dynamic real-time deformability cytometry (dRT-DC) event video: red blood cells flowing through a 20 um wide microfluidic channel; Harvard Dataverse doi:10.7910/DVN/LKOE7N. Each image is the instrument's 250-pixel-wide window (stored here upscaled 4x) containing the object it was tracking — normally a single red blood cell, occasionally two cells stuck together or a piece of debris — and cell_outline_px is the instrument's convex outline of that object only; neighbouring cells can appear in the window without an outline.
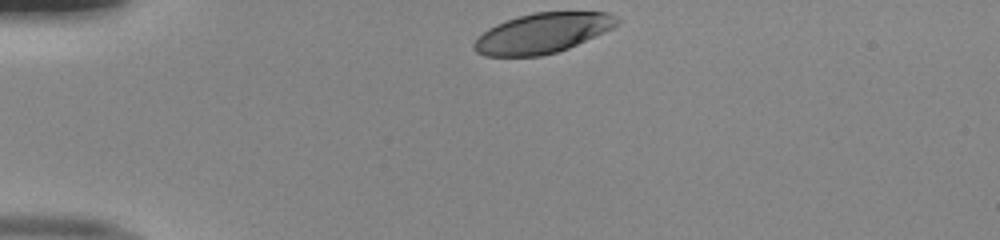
{"species": "human", "species_latin": "Homo sapiens", "temperature_condition": "room temperature", "stored_images_in_passage": 32, "camera_frame_rate_fps": 3000, "um_per_image_px": 0.085, "donor": {"sex": "male"}, "frame": {"image": 1, "passage_image": 1, "time_ms": 0.0, "image_size_px": [1000, 240], "cell_outline_px": [[620, 20], [612, 28], [604, 32], [568, 48], [556, 52], [540, 56], [484, 56], [476, 52], [472, 48], [472, 44], [488, 28], [496, 24], [516, 16], [532, 12], [608, 12], [616, 16]], "centroid_in_image_um": [46.08, 2.81], "position_along_channel_um": 38.9, "area_um2": 33.23}}
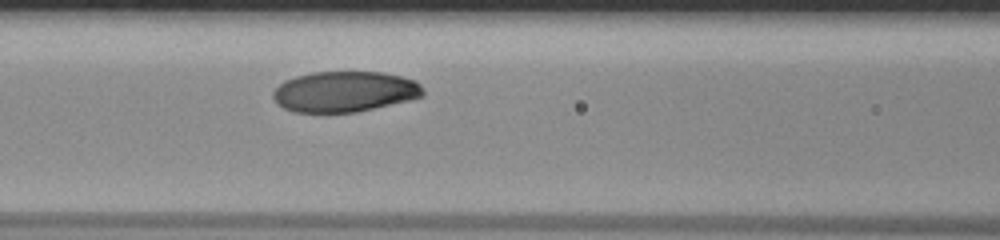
{"frame": {"image": 2, "passage_image": 12, "time_ms": 3.667, "image_size_px": [1000, 240], "cell_outline_px": [[424, 96], [408, 100], [356, 112], [292, 112], [276, 104], [272, 96], [272, 92], [284, 80], [296, 76], [312, 72], [384, 72], [416, 80], [424, 88]], "centroid_in_image_um": [29.28, 7.78], "position_along_channel_um": 137.3, "area_um2": 35.66}}
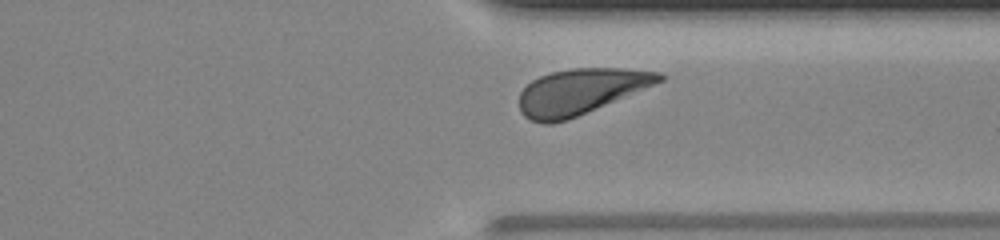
{"frame": {"image": 3, "passage_image": 29, "time_ms": 9.333, "image_size_px": [1000, 240], "cell_outline_px": [[664, 80], [568, 120], [552, 124], [544, 124], [532, 120], [524, 116], [520, 112], [520, 92], [532, 80], [540, 76], [552, 72], [572, 68], [620, 68], [660, 72], [664, 76]], "centroid_in_image_um": [49.32, 7.78], "position_along_channel_um": 362.1, "area_um2": 36.88}, "authors_computed_cell_mechanics": {"area_um2": 36.703, "velocity_mm_per_s": 3.9718, "shape_relaxation_time_tau1_ms": 2.094, "shape_relaxation_time_tau2_ms": null, "deformation_change_tau1": 0.1329, "deformation_change_tau2": null}}